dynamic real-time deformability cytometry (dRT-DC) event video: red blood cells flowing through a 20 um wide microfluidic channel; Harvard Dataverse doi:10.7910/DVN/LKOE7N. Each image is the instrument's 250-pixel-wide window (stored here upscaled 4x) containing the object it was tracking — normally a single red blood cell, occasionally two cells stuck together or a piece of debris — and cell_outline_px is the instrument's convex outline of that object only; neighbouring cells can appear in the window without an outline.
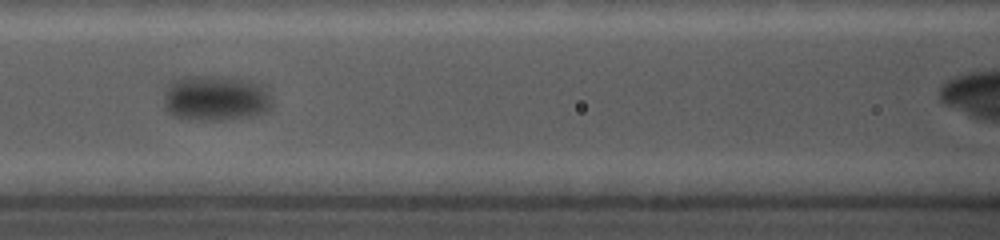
{"species": "common noctule bat (a hibernating species)", "species_latin": "Nyctalus noctula", "temperature_condition": "cold", "stored_images_in_passage": 10, "camera_frame_rate_fps": 5000, "um_per_image_px": 0.085, "animal": {"sex": "female", "body_mass_g": 19.0, "forearm_length_mm": 56.7}, "frame": {"image": 1, "passage_image": 5, "time_ms": 5.2, "image_size_px": [1000, 240], "cell_outline_px": [[256, 112], [252, 116], [220, 120], [188, 120], [176, 116], [172, 112], [172, 92], [176, 88], [184, 84], [196, 80], [224, 84], [236, 88], [252, 96], [256, 104]], "centroid_in_image_um": [17.96, 8.66], "position_along_channel_um": 148.6, "area_um2": 19.59}}